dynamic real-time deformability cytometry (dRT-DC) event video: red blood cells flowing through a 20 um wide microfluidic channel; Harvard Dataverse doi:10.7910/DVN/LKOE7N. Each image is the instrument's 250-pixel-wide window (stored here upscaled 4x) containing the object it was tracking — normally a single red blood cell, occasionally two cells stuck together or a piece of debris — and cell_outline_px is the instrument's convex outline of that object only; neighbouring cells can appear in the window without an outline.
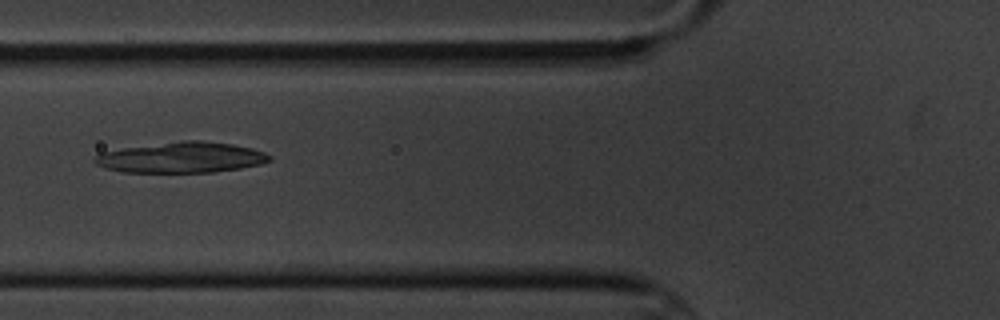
{"species": "common noctule bat (a hibernating species)", "species_latin": "Nyctalus noctula", "temperature_condition": "cold", "stored_images_in_passage": 10, "camera_frame_rate_fps": 3000, "um_per_image_px": 0.085, "animal": {"sex": "male", "body_mass_g": 20.1, "forearm_length_mm": 53.5}, "frame": {"image": 1, "passage_image": 6, "time_ms": 6.0, "image_size_px": [1000, 320], "cell_outline_px": [[272, 160], [260, 164], [240, 168], [212, 172], [120, 172], [104, 168], [96, 164], [92, 160], [100, 152], [124, 148], [184, 140], [204, 140], [232, 144], [252, 148], [264, 152], [272, 156]], "centroid_in_image_um": [15.42, 13.38], "position_along_channel_um": 110.4, "area_um2": 31.27}}
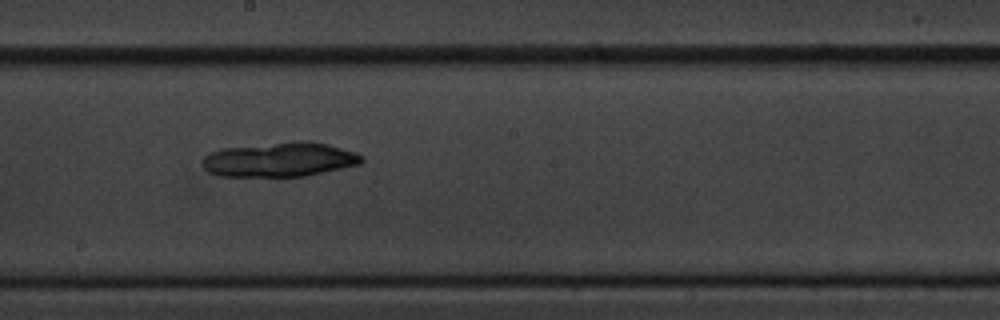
{"frame": {"image": 2, "passage_image": 9, "time_ms": 9.333, "image_size_px": [1000, 320], "cell_outline_px": [[364, 160], [360, 164], [304, 176], [220, 176], [208, 172], [204, 168], [204, 156], [220, 148], [292, 140], [308, 140], [328, 144], [356, 152], [364, 156]], "centroid_in_image_um": [23.8, 13.54], "position_along_channel_um": 224.4, "area_um2": 32.25}}
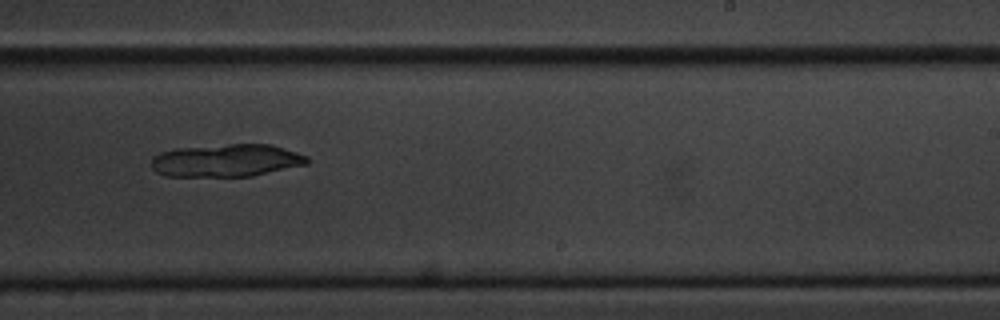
{"frame": {"image": 3, "passage_image": 10, "time_ms": 10.667, "image_size_px": [1000, 320], "cell_outline_px": [[308, 164], [252, 176], [164, 176], [156, 172], [152, 168], [152, 156], [160, 152], [176, 148], [228, 144], [272, 144], [308, 156]], "centroid_in_image_um": [19.23, 13.63], "position_along_channel_um": 269.8, "area_um2": 29.77}}